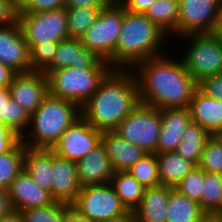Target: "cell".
<instances>
[{
    "label": "cell",
    "instance_id": "cell-1",
    "mask_svg": "<svg viewBox=\"0 0 222 222\" xmlns=\"http://www.w3.org/2000/svg\"><path fill=\"white\" fill-rule=\"evenodd\" d=\"M166 56L151 57L134 67L140 103L158 109L189 107L198 82L181 58L172 60Z\"/></svg>",
    "mask_w": 222,
    "mask_h": 222
},
{
    "label": "cell",
    "instance_id": "cell-2",
    "mask_svg": "<svg viewBox=\"0 0 222 222\" xmlns=\"http://www.w3.org/2000/svg\"><path fill=\"white\" fill-rule=\"evenodd\" d=\"M134 73L132 69H112L81 107V116L101 132L114 131L140 103Z\"/></svg>",
    "mask_w": 222,
    "mask_h": 222
},
{
    "label": "cell",
    "instance_id": "cell-3",
    "mask_svg": "<svg viewBox=\"0 0 222 222\" xmlns=\"http://www.w3.org/2000/svg\"><path fill=\"white\" fill-rule=\"evenodd\" d=\"M167 34L141 13L124 9L122 29L113 57L108 61L113 69H133L138 63L162 55ZM124 67V68H123Z\"/></svg>",
    "mask_w": 222,
    "mask_h": 222
},
{
    "label": "cell",
    "instance_id": "cell-4",
    "mask_svg": "<svg viewBox=\"0 0 222 222\" xmlns=\"http://www.w3.org/2000/svg\"><path fill=\"white\" fill-rule=\"evenodd\" d=\"M80 116L81 108L77 104L48 94L30 115V133L27 130L21 140L28 148L50 149Z\"/></svg>",
    "mask_w": 222,
    "mask_h": 222
},
{
    "label": "cell",
    "instance_id": "cell-5",
    "mask_svg": "<svg viewBox=\"0 0 222 222\" xmlns=\"http://www.w3.org/2000/svg\"><path fill=\"white\" fill-rule=\"evenodd\" d=\"M113 68L65 67L49 71L48 94L74 102L80 108L93 96Z\"/></svg>",
    "mask_w": 222,
    "mask_h": 222
},
{
    "label": "cell",
    "instance_id": "cell-6",
    "mask_svg": "<svg viewBox=\"0 0 222 222\" xmlns=\"http://www.w3.org/2000/svg\"><path fill=\"white\" fill-rule=\"evenodd\" d=\"M187 52L181 58L189 74L199 83L203 78L222 73V36L216 33L186 34Z\"/></svg>",
    "mask_w": 222,
    "mask_h": 222
},
{
    "label": "cell",
    "instance_id": "cell-7",
    "mask_svg": "<svg viewBox=\"0 0 222 222\" xmlns=\"http://www.w3.org/2000/svg\"><path fill=\"white\" fill-rule=\"evenodd\" d=\"M160 131V109L143 103H139L114 130L120 137L147 153H154L157 150Z\"/></svg>",
    "mask_w": 222,
    "mask_h": 222
},
{
    "label": "cell",
    "instance_id": "cell-8",
    "mask_svg": "<svg viewBox=\"0 0 222 222\" xmlns=\"http://www.w3.org/2000/svg\"><path fill=\"white\" fill-rule=\"evenodd\" d=\"M123 17L124 8L118 2H110L81 37L84 47L108 62L115 53Z\"/></svg>",
    "mask_w": 222,
    "mask_h": 222
},
{
    "label": "cell",
    "instance_id": "cell-9",
    "mask_svg": "<svg viewBox=\"0 0 222 222\" xmlns=\"http://www.w3.org/2000/svg\"><path fill=\"white\" fill-rule=\"evenodd\" d=\"M18 22L29 50L40 43L61 42L69 38L66 8L18 13Z\"/></svg>",
    "mask_w": 222,
    "mask_h": 222
},
{
    "label": "cell",
    "instance_id": "cell-10",
    "mask_svg": "<svg viewBox=\"0 0 222 222\" xmlns=\"http://www.w3.org/2000/svg\"><path fill=\"white\" fill-rule=\"evenodd\" d=\"M71 206L91 222L116 218L128 212L111 183L82 187Z\"/></svg>",
    "mask_w": 222,
    "mask_h": 222
},
{
    "label": "cell",
    "instance_id": "cell-11",
    "mask_svg": "<svg viewBox=\"0 0 222 222\" xmlns=\"http://www.w3.org/2000/svg\"><path fill=\"white\" fill-rule=\"evenodd\" d=\"M221 0H179L176 34L215 33Z\"/></svg>",
    "mask_w": 222,
    "mask_h": 222
},
{
    "label": "cell",
    "instance_id": "cell-12",
    "mask_svg": "<svg viewBox=\"0 0 222 222\" xmlns=\"http://www.w3.org/2000/svg\"><path fill=\"white\" fill-rule=\"evenodd\" d=\"M101 134L80 116L60 134L50 149L59 157L77 163L101 141Z\"/></svg>",
    "mask_w": 222,
    "mask_h": 222
},
{
    "label": "cell",
    "instance_id": "cell-13",
    "mask_svg": "<svg viewBox=\"0 0 222 222\" xmlns=\"http://www.w3.org/2000/svg\"><path fill=\"white\" fill-rule=\"evenodd\" d=\"M25 37L17 21L0 27V62L17 73L31 72L30 53Z\"/></svg>",
    "mask_w": 222,
    "mask_h": 222
},
{
    "label": "cell",
    "instance_id": "cell-14",
    "mask_svg": "<svg viewBox=\"0 0 222 222\" xmlns=\"http://www.w3.org/2000/svg\"><path fill=\"white\" fill-rule=\"evenodd\" d=\"M75 68H112L95 52L85 48L81 38H67L58 43L53 63L43 72L65 67Z\"/></svg>",
    "mask_w": 222,
    "mask_h": 222
},
{
    "label": "cell",
    "instance_id": "cell-15",
    "mask_svg": "<svg viewBox=\"0 0 222 222\" xmlns=\"http://www.w3.org/2000/svg\"><path fill=\"white\" fill-rule=\"evenodd\" d=\"M9 90L11 98L31 115L48 95L47 76L43 72L18 73Z\"/></svg>",
    "mask_w": 222,
    "mask_h": 222
},
{
    "label": "cell",
    "instance_id": "cell-16",
    "mask_svg": "<svg viewBox=\"0 0 222 222\" xmlns=\"http://www.w3.org/2000/svg\"><path fill=\"white\" fill-rule=\"evenodd\" d=\"M8 190L16 211L46 207L56 201L50 192L38 186L24 170L11 182Z\"/></svg>",
    "mask_w": 222,
    "mask_h": 222
},
{
    "label": "cell",
    "instance_id": "cell-17",
    "mask_svg": "<svg viewBox=\"0 0 222 222\" xmlns=\"http://www.w3.org/2000/svg\"><path fill=\"white\" fill-rule=\"evenodd\" d=\"M80 187L110 183L113 169L102 141L76 163Z\"/></svg>",
    "mask_w": 222,
    "mask_h": 222
},
{
    "label": "cell",
    "instance_id": "cell-18",
    "mask_svg": "<svg viewBox=\"0 0 222 222\" xmlns=\"http://www.w3.org/2000/svg\"><path fill=\"white\" fill-rule=\"evenodd\" d=\"M161 131L159 144L154 153L176 151L183 132L192 121L188 107L160 109Z\"/></svg>",
    "mask_w": 222,
    "mask_h": 222
},
{
    "label": "cell",
    "instance_id": "cell-19",
    "mask_svg": "<svg viewBox=\"0 0 222 222\" xmlns=\"http://www.w3.org/2000/svg\"><path fill=\"white\" fill-rule=\"evenodd\" d=\"M188 108L192 122L198 123L210 136L222 133V101L197 88Z\"/></svg>",
    "mask_w": 222,
    "mask_h": 222
},
{
    "label": "cell",
    "instance_id": "cell-20",
    "mask_svg": "<svg viewBox=\"0 0 222 222\" xmlns=\"http://www.w3.org/2000/svg\"><path fill=\"white\" fill-rule=\"evenodd\" d=\"M52 197L56 201L72 204L81 189L76 163L53 152Z\"/></svg>",
    "mask_w": 222,
    "mask_h": 222
},
{
    "label": "cell",
    "instance_id": "cell-21",
    "mask_svg": "<svg viewBox=\"0 0 222 222\" xmlns=\"http://www.w3.org/2000/svg\"><path fill=\"white\" fill-rule=\"evenodd\" d=\"M101 141L105 146L113 172L128 171L147 152L128 142L114 131H105L101 134Z\"/></svg>",
    "mask_w": 222,
    "mask_h": 222
},
{
    "label": "cell",
    "instance_id": "cell-22",
    "mask_svg": "<svg viewBox=\"0 0 222 222\" xmlns=\"http://www.w3.org/2000/svg\"><path fill=\"white\" fill-rule=\"evenodd\" d=\"M172 189L165 185L145 188L139 206L133 211L136 222H166Z\"/></svg>",
    "mask_w": 222,
    "mask_h": 222
},
{
    "label": "cell",
    "instance_id": "cell-23",
    "mask_svg": "<svg viewBox=\"0 0 222 222\" xmlns=\"http://www.w3.org/2000/svg\"><path fill=\"white\" fill-rule=\"evenodd\" d=\"M24 171L42 189L52 195L53 151L45 148H25Z\"/></svg>",
    "mask_w": 222,
    "mask_h": 222
},
{
    "label": "cell",
    "instance_id": "cell-24",
    "mask_svg": "<svg viewBox=\"0 0 222 222\" xmlns=\"http://www.w3.org/2000/svg\"><path fill=\"white\" fill-rule=\"evenodd\" d=\"M156 157L161 185L173 188L196 167L194 163L184 159L175 151L157 153Z\"/></svg>",
    "mask_w": 222,
    "mask_h": 222
},
{
    "label": "cell",
    "instance_id": "cell-25",
    "mask_svg": "<svg viewBox=\"0 0 222 222\" xmlns=\"http://www.w3.org/2000/svg\"><path fill=\"white\" fill-rule=\"evenodd\" d=\"M210 137L198 123L191 121L183 132L175 152L198 166L204 146Z\"/></svg>",
    "mask_w": 222,
    "mask_h": 222
},
{
    "label": "cell",
    "instance_id": "cell-26",
    "mask_svg": "<svg viewBox=\"0 0 222 222\" xmlns=\"http://www.w3.org/2000/svg\"><path fill=\"white\" fill-rule=\"evenodd\" d=\"M110 183L125 208L133 212L139 206L145 188L127 171L114 172Z\"/></svg>",
    "mask_w": 222,
    "mask_h": 222
},
{
    "label": "cell",
    "instance_id": "cell-27",
    "mask_svg": "<svg viewBox=\"0 0 222 222\" xmlns=\"http://www.w3.org/2000/svg\"><path fill=\"white\" fill-rule=\"evenodd\" d=\"M203 213L198 202L174 188L170 191L166 222H196Z\"/></svg>",
    "mask_w": 222,
    "mask_h": 222
},
{
    "label": "cell",
    "instance_id": "cell-28",
    "mask_svg": "<svg viewBox=\"0 0 222 222\" xmlns=\"http://www.w3.org/2000/svg\"><path fill=\"white\" fill-rule=\"evenodd\" d=\"M144 15L171 36L176 34L179 17V0H155Z\"/></svg>",
    "mask_w": 222,
    "mask_h": 222
},
{
    "label": "cell",
    "instance_id": "cell-29",
    "mask_svg": "<svg viewBox=\"0 0 222 222\" xmlns=\"http://www.w3.org/2000/svg\"><path fill=\"white\" fill-rule=\"evenodd\" d=\"M25 148L26 145L20 140L10 151L0 154V189H8L24 170Z\"/></svg>",
    "mask_w": 222,
    "mask_h": 222
},
{
    "label": "cell",
    "instance_id": "cell-30",
    "mask_svg": "<svg viewBox=\"0 0 222 222\" xmlns=\"http://www.w3.org/2000/svg\"><path fill=\"white\" fill-rule=\"evenodd\" d=\"M103 8H66L69 38H81Z\"/></svg>",
    "mask_w": 222,
    "mask_h": 222
},
{
    "label": "cell",
    "instance_id": "cell-31",
    "mask_svg": "<svg viewBox=\"0 0 222 222\" xmlns=\"http://www.w3.org/2000/svg\"><path fill=\"white\" fill-rule=\"evenodd\" d=\"M0 123L9 126L22 137L29 128L30 114L11 98L0 108Z\"/></svg>",
    "mask_w": 222,
    "mask_h": 222
},
{
    "label": "cell",
    "instance_id": "cell-32",
    "mask_svg": "<svg viewBox=\"0 0 222 222\" xmlns=\"http://www.w3.org/2000/svg\"><path fill=\"white\" fill-rule=\"evenodd\" d=\"M127 172H129L144 188L161 185L156 153H147Z\"/></svg>",
    "mask_w": 222,
    "mask_h": 222
},
{
    "label": "cell",
    "instance_id": "cell-33",
    "mask_svg": "<svg viewBox=\"0 0 222 222\" xmlns=\"http://www.w3.org/2000/svg\"><path fill=\"white\" fill-rule=\"evenodd\" d=\"M222 194V174L205 172V183L199 203L206 213H212L218 206Z\"/></svg>",
    "mask_w": 222,
    "mask_h": 222
},
{
    "label": "cell",
    "instance_id": "cell-34",
    "mask_svg": "<svg viewBox=\"0 0 222 222\" xmlns=\"http://www.w3.org/2000/svg\"><path fill=\"white\" fill-rule=\"evenodd\" d=\"M70 204L55 201L46 207L20 211L24 222H64V211Z\"/></svg>",
    "mask_w": 222,
    "mask_h": 222
},
{
    "label": "cell",
    "instance_id": "cell-35",
    "mask_svg": "<svg viewBox=\"0 0 222 222\" xmlns=\"http://www.w3.org/2000/svg\"><path fill=\"white\" fill-rule=\"evenodd\" d=\"M198 167L204 172L222 174V139L219 136L208 139Z\"/></svg>",
    "mask_w": 222,
    "mask_h": 222
},
{
    "label": "cell",
    "instance_id": "cell-36",
    "mask_svg": "<svg viewBox=\"0 0 222 222\" xmlns=\"http://www.w3.org/2000/svg\"><path fill=\"white\" fill-rule=\"evenodd\" d=\"M205 183V172L196 166L174 187L179 193L189 199L199 202Z\"/></svg>",
    "mask_w": 222,
    "mask_h": 222
},
{
    "label": "cell",
    "instance_id": "cell-37",
    "mask_svg": "<svg viewBox=\"0 0 222 222\" xmlns=\"http://www.w3.org/2000/svg\"><path fill=\"white\" fill-rule=\"evenodd\" d=\"M58 43L47 41L29 50L31 72H44L53 63Z\"/></svg>",
    "mask_w": 222,
    "mask_h": 222
},
{
    "label": "cell",
    "instance_id": "cell-38",
    "mask_svg": "<svg viewBox=\"0 0 222 222\" xmlns=\"http://www.w3.org/2000/svg\"><path fill=\"white\" fill-rule=\"evenodd\" d=\"M66 0H21L18 13H34L55 10L64 7Z\"/></svg>",
    "mask_w": 222,
    "mask_h": 222
},
{
    "label": "cell",
    "instance_id": "cell-39",
    "mask_svg": "<svg viewBox=\"0 0 222 222\" xmlns=\"http://www.w3.org/2000/svg\"><path fill=\"white\" fill-rule=\"evenodd\" d=\"M198 88L207 96L222 101V73L203 78Z\"/></svg>",
    "mask_w": 222,
    "mask_h": 222
},
{
    "label": "cell",
    "instance_id": "cell-40",
    "mask_svg": "<svg viewBox=\"0 0 222 222\" xmlns=\"http://www.w3.org/2000/svg\"><path fill=\"white\" fill-rule=\"evenodd\" d=\"M18 21V3L15 0H0V27Z\"/></svg>",
    "mask_w": 222,
    "mask_h": 222
},
{
    "label": "cell",
    "instance_id": "cell-41",
    "mask_svg": "<svg viewBox=\"0 0 222 222\" xmlns=\"http://www.w3.org/2000/svg\"><path fill=\"white\" fill-rule=\"evenodd\" d=\"M20 140L21 137L9 126L0 123V154L10 151Z\"/></svg>",
    "mask_w": 222,
    "mask_h": 222
},
{
    "label": "cell",
    "instance_id": "cell-42",
    "mask_svg": "<svg viewBox=\"0 0 222 222\" xmlns=\"http://www.w3.org/2000/svg\"><path fill=\"white\" fill-rule=\"evenodd\" d=\"M155 0H120L118 3L127 11L144 14Z\"/></svg>",
    "mask_w": 222,
    "mask_h": 222
},
{
    "label": "cell",
    "instance_id": "cell-43",
    "mask_svg": "<svg viewBox=\"0 0 222 222\" xmlns=\"http://www.w3.org/2000/svg\"><path fill=\"white\" fill-rule=\"evenodd\" d=\"M108 0H66L64 8H105Z\"/></svg>",
    "mask_w": 222,
    "mask_h": 222
},
{
    "label": "cell",
    "instance_id": "cell-44",
    "mask_svg": "<svg viewBox=\"0 0 222 222\" xmlns=\"http://www.w3.org/2000/svg\"><path fill=\"white\" fill-rule=\"evenodd\" d=\"M15 211L8 189H0V218Z\"/></svg>",
    "mask_w": 222,
    "mask_h": 222
},
{
    "label": "cell",
    "instance_id": "cell-45",
    "mask_svg": "<svg viewBox=\"0 0 222 222\" xmlns=\"http://www.w3.org/2000/svg\"><path fill=\"white\" fill-rule=\"evenodd\" d=\"M17 74L18 73L11 67L0 62V88L9 87L10 83Z\"/></svg>",
    "mask_w": 222,
    "mask_h": 222
},
{
    "label": "cell",
    "instance_id": "cell-46",
    "mask_svg": "<svg viewBox=\"0 0 222 222\" xmlns=\"http://www.w3.org/2000/svg\"><path fill=\"white\" fill-rule=\"evenodd\" d=\"M64 222H91L71 205L64 211Z\"/></svg>",
    "mask_w": 222,
    "mask_h": 222
},
{
    "label": "cell",
    "instance_id": "cell-47",
    "mask_svg": "<svg viewBox=\"0 0 222 222\" xmlns=\"http://www.w3.org/2000/svg\"><path fill=\"white\" fill-rule=\"evenodd\" d=\"M100 222H136L134 213L132 211H128L126 214H123L119 217L106 219Z\"/></svg>",
    "mask_w": 222,
    "mask_h": 222
},
{
    "label": "cell",
    "instance_id": "cell-48",
    "mask_svg": "<svg viewBox=\"0 0 222 222\" xmlns=\"http://www.w3.org/2000/svg\"><path fill=\"white\" fill-rule=\"evenodd\" d=\"M0 222H24L20 211H14L13 213L0 218Z\"/></svg>",
    "mask_w": 222,
    "mask_h": 222
},
{
    "label": "cell",
    "instance_id": "cell-49",
    "mask_svg": "<svg viewBox=\"0 0 222 222\" xmlns=\"http://www.w3.org/2000/svg\"><path fill=\"white\" fill-rule=\"evenodd\" d=\"M11 99V93L9 87L0 88V108L4 105L5 101Z\"/></svg>",
    "mask_w": 222,
    "mask_h": 222
},
{
    "label": "cell",
    "instance_id": "cell-50",
    "mask_svg": "<svg viewBox=\"0 0 222 222\" xmlns=\"http://www.w3.org/2000/svg\"><path fill=\"white\" fill-rule=\"evenodd\" d=\"M196 222H218V215L205 212Z\"/></svg>",
    "mask_w": 222,
    "mask_h": 222
},
{
    "label": "cell",
    "instance_id": "cell-51",
    "mask_svg": "<svg viewBox=\"0 0 222 222\" xmlns=\"http://www.w3.org/2000/svg\"><path fill=\"white\" fill-rule=\"evenodd\" d=\"M215 33L222 36V3L220 5L218 24Z\"/></svg>",
    "mask_w": 222,
    "mask_h": 222
},
{
    "label": "cell",
    "instance_id": "cell-52",
    "mask_svg": "<svg viewBox=\"0 0 222 222\" xmlns=\"http://www.w3.org/2000/svg\"><path fill=\"white\" fill-rule=\"evenodd\" d=\"M212 213L222 216V194L220 196L219 206Z\"/></svg>",
    "mask_w": 222,
    "mask_h": 222
},
{
    "label": "cell",
    "instance_id": "cell-53",
    "mask_svg": "<svg viewBox=\"0 0 222 222\" xmlns=\"http://www.w3.org/2000/svg\"><path fill=\"white\" fill-rule=\"evenodd\" d=\"M218 222H222V216L218 215Z\"/></svg>",
    "mask_w": 222,
    "mask_h": 222
},
{
    "label": "cell",
    "instance_id": "cell-54",
    "mask_svg": "<svg viewBox=\"0 0 222 222\" xmlns=\"http://www.w3.org/2000/svg\"><path fill=\"white\" fill-rule=\"evenodd\" d=\"M109 2H119L120 0H108Z\"/></svg>",
    "mask_w": 222,
    "mask_h": 222
}]
</instances>
